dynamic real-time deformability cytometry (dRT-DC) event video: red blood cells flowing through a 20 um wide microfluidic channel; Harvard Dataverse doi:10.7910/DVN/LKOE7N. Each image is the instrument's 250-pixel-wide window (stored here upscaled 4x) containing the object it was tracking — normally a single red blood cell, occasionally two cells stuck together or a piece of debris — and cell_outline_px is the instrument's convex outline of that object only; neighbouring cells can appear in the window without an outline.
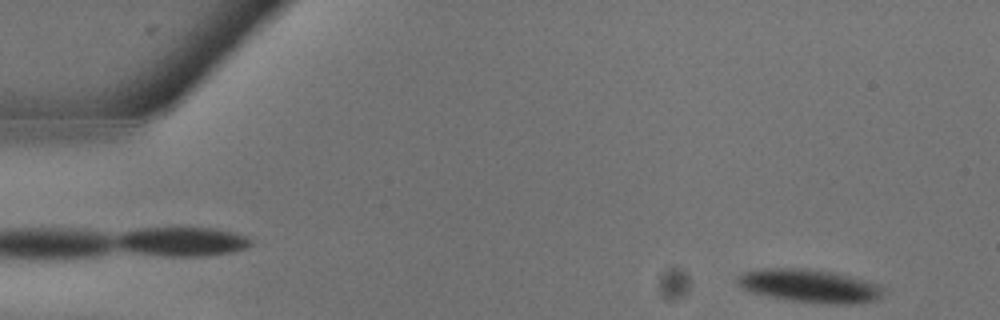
{"species": "common noctule bat (a hibernating species)", "species_latin": "Nyctalus noctula", "temperature_condition": "warm", "stored_images_in_passage": 7, "camera_frame_rate_fps": 3000, "um_per_image_px": 0.085, "animal": {"sex": "male", "body_mass_g": 13.3}, "frame": {"image": 1, "passage_image": 7, "time_ms": 2.0, "image_size_px": [1000, 320], "cell_outline_px": [[884, 292], [876, 300], [856, 304], [828, 304], [792, 300], [772, 296], [756, 292], [744, 288], [736, 284], [736, 276], [744, 272], [756, 268], [812, 268], [836, 272], [852, 276], [880, 284], [884, 288]], "centroid_in_image_um": [68.87, 24.27], "position_along_channel_um": 16.1, "area_um2": 28.44}}